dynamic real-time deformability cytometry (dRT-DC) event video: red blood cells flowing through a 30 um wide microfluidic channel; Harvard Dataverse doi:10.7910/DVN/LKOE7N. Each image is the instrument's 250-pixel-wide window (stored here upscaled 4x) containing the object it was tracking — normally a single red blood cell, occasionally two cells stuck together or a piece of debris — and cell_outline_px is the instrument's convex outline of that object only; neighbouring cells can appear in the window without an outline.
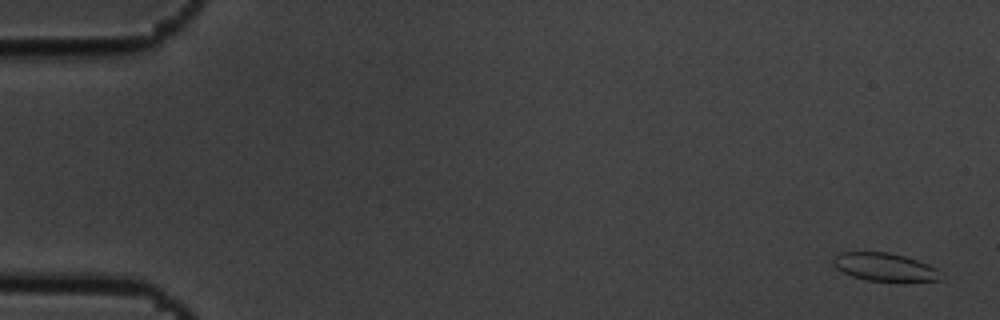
{"species": "common noctule bat (a hibernating species)", "species_latin": "Nyctalus noctula", "temperature_condition": "cold", "stored_images_in_passage": 6, "camera_frame_rate_fps": 3000, "um_per_image_px": 0.085, "animal": {"sex": "male", "body_mass_g": 19.5, "forearm_length_mm": 54.6}, "frame": {"image": 1, "passage_image": 1, "time_ms": 0.0, "image_size_px": [1000, 320], "cell_outline_px": [[944, 280], [904, 284], [868, 280], [852, 276], [836, 268], [832, 264], [832, 256], [840, 252], [888, 252], [904, 256], [928, 264], [936, 268]], "centroid_in_image_um": [75.25, 22.74], "position_along_channel_um": 9.8, "area_um2": 18.38}}
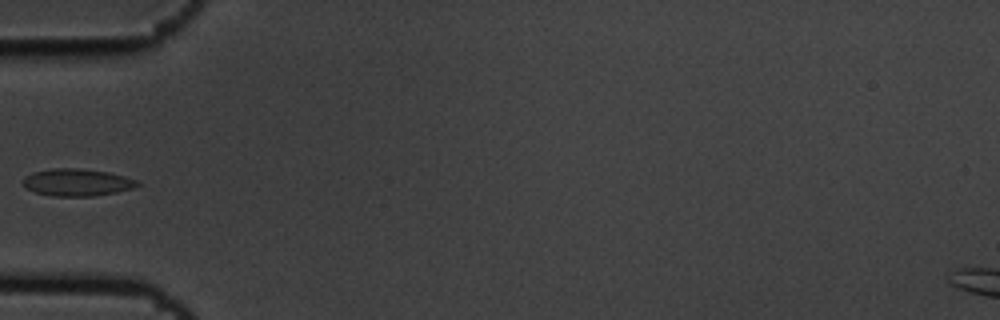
{"frame": {"image": 2, "passage_image": 6, "time_ms": 1.667, "image_size_px": [1000, 320], "cell_outline_px": [[140, 184], [132, 188], [116, 192], [92, 196], [52, 196], [36, 192], [28, 188], [20, 180], [24, 176], [32, 172], [52, 168], [80, 168], [108, 172], [124, 176], [136, 180]], "centroid_in_image_um": [6.51, 15.49], "position_along_channel_um": 78.5, "area_um2": 18.09}}